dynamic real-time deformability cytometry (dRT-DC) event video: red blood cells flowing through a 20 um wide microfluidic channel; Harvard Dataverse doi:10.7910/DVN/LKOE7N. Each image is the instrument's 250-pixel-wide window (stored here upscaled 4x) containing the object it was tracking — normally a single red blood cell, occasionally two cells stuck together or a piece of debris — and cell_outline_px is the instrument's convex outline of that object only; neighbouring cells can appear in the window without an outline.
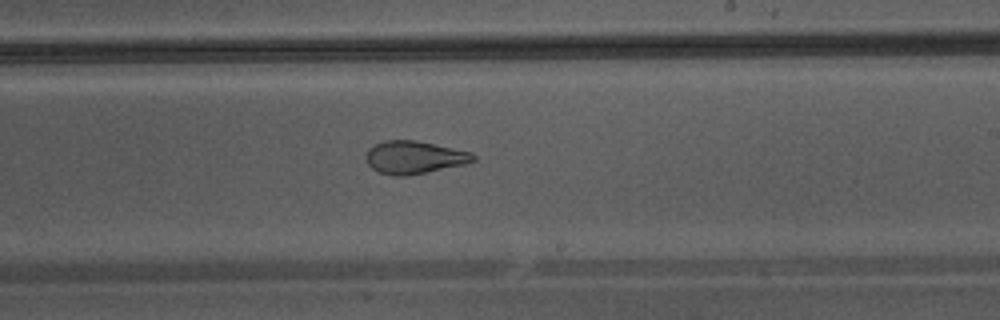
{"species": "Egyptian fruit bat (a non-hibernating species)", "species_latin": "Rousettus aegyptiacus", "temperature_condition": "warm", "stored_images_in_passage": 44, "camera_frame_rate_fps": 3000, "um_per_image_px": 0.085, "animal": {"sex": "male"}, "frame": {"image": 1, "passage_image": 26, "time_ms": 8.333, "image_size_px": [1000, 320], "cell_outline_px": [[476, 160], [464, 164], [408, 176], [396, 176], [380, 172], [372, 168], [368, 164], [364, 156], [368, 148], [384, 140], [416, 140], [472, 152], [476, 156]], "centroid_in_image_um": [35.19, 13.37], "position_along_channel_um": 253.8, "area_um2": 20.52}}